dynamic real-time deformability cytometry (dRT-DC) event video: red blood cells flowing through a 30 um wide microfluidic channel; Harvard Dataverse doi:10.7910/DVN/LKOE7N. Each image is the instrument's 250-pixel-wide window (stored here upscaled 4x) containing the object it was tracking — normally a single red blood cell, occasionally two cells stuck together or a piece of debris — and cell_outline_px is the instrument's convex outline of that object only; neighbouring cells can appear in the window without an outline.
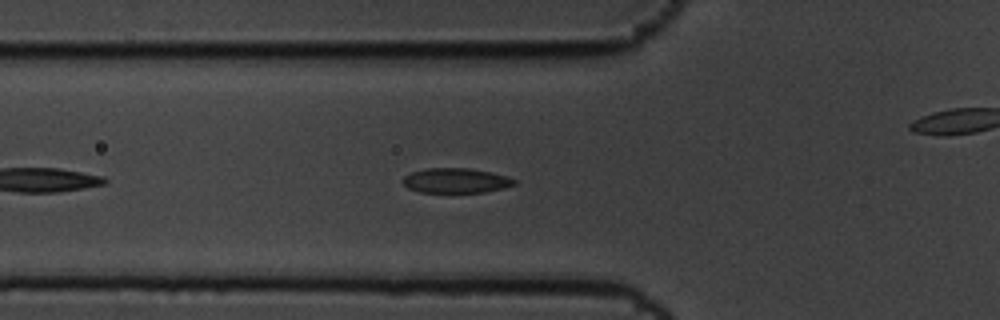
{"species": "common noctule bat (a hibernating species)", "species_latin": "Nyctalus noctula", "temperature_condition": "cold", "stored_images_in_passage": 29, "camera_frame_rate_fps": 3000, "um_per_image_px": 0.085, "animal": {"sex": "male", "body_mass_g": 19.5, "forearm_length_mm": 54.6}, "frame": {"image": 1, "passage_image": 7, "time_ms": 2.0, "image_size_px": [1000, 320], "cell_outline_px": [[516, 184], [504, 188], [484, 192], [420, 192], [408, 188], [404, 184], [404, 176], [412, 172], [428, 168], [468, 168], [492, 172], [508, 176], [516, 180]], "centroid_in_image_um": [38.79, 15.34], "position_along_channel_um": 87.0, "area_um2": 16.07}}
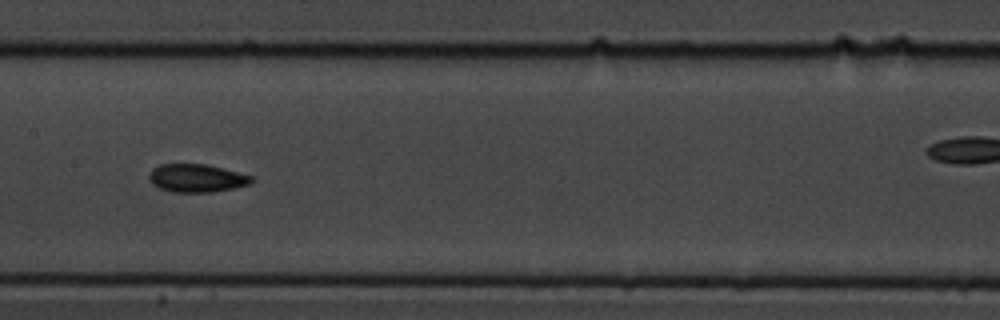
{"frame": {"image": 2, "passage_image": 16, "time_ms": 5.0, "image_size_px": [1000, 320], "cell_outline_px": [[252, 184], [212, 192], [172, 192], [160, 188], [152, 184], [148, 180], [148, 176], [152, 168], [160, 164], [204, 164], [224, 168], [252, 176]], "centroid_in_image_um": [16.69, 15.14], "position_along_channel_um": 190.7, "area_um2": 16.82}}
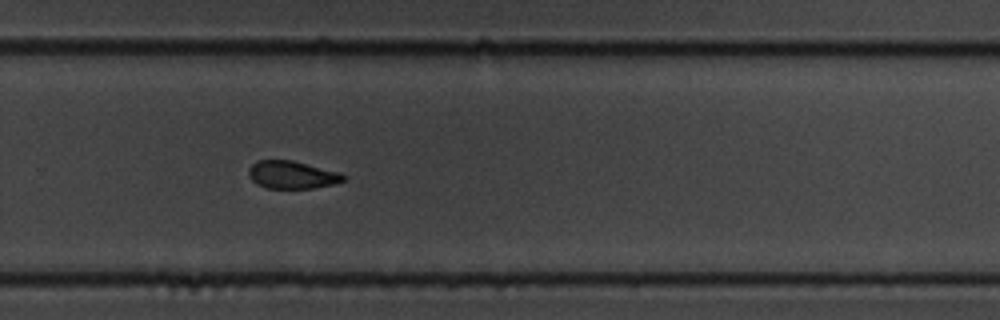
{"frame": {"image": 3, "passage_image": 26, "time_ms": 8.333, "image_size_px": [1000, 320], "cell_outline_px": [[348, 176], [344, 180], [336, 184], [312, 188], [264, 188], [256, 184], [248, 176], [248, 168], [256, 160], [292, 160], [340, 172]], "centroid_in_image_um": [24.82, 14.86], "position_along_channel_um": 305.0, "area_um2": 15.55}}